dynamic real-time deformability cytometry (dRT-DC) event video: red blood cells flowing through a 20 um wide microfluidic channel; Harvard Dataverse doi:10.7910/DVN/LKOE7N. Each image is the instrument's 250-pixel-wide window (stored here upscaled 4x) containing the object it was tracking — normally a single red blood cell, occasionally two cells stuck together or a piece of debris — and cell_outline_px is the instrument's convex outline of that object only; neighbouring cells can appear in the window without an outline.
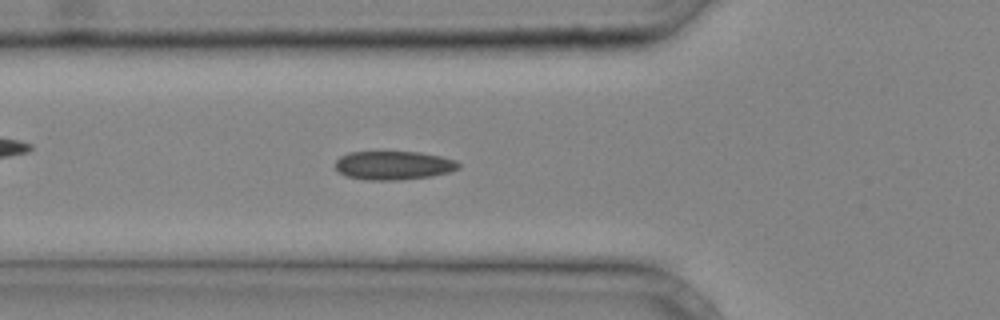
{"species": "common noctule bat (a hibernating species)", "species_latin": "Nyctalus noctula", "temperature_condition": "cold", "stored_images_in_passage": 34, "camera_frame_rate_fps": 3000, "um_per_image_px": 0.085, "animal": {"sex": "male", "body_mass_g": 20.4}, "frame": {"image": 1, "passage_image": 10, "time_ms": 3.0, "image_size_px": [1000, 320], "cell_outline_px": [[460, 168], [448, 172], [432, 176], [396, 180], [364, 180], [348, 176], [340, 172], [336, 168], [336, 160], [340, 156], [348, 152], [420, 152], [440, 156], [456, 160], [460, 164]], "centroid_in_image_um": [33.46, 14.05], "position_along_channel_um": 92.3, "area_um2": 20.58}}
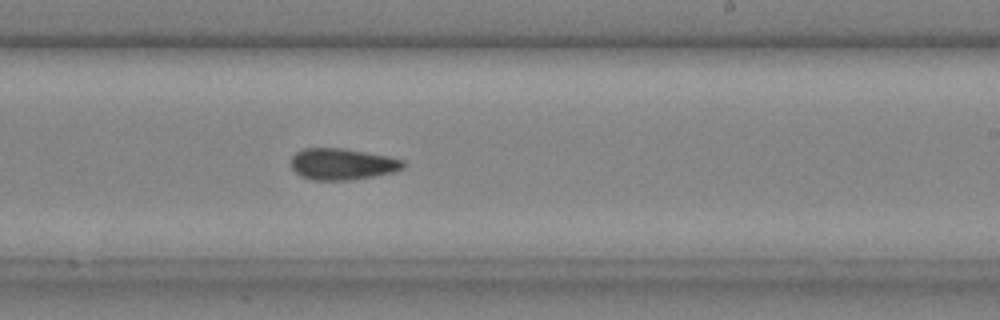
{"frame": {"image": 2, "passage_image": 20, "time_ms": 6.333, "image_size_px": [1000, 320], "cell_outline_px": [[404, 168], [392, 172], [372, 176], [348, 180], [312, 180], [300, 176], [292, 168], [292, 156], [296, 152], [304, 148], [344, 148], [388, 156], [404, 160]], "centroid_in_image_um": [29.08, 13.94], "position_along_channel_um": 259.9, "area_um2": 20.46}}